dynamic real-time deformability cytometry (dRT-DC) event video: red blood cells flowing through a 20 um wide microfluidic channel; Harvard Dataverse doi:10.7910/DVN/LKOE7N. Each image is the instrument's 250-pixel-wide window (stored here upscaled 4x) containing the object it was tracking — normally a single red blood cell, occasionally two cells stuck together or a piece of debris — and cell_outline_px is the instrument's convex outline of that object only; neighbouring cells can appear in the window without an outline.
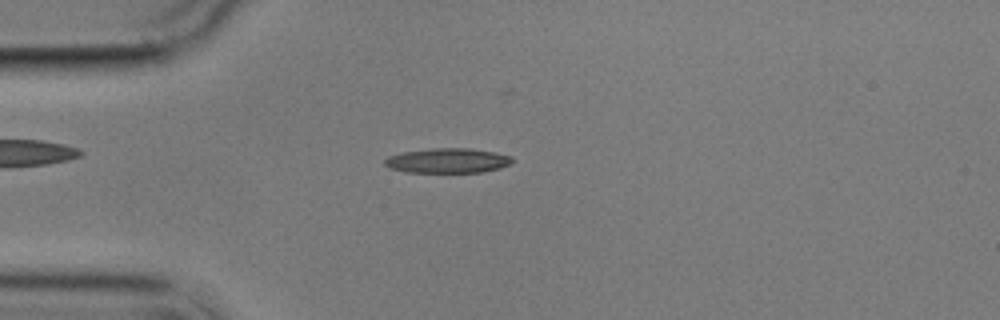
{"species": "common noctule bat (a hibernating species)", "species_latin": "Nyctalus noctula", "temperature_condition": "cold", "stored_images_in_passage": 5, "camera_frame_rate_fps": 3000, "um_per_image_px": 0.085, "animal": {"sex": "male", "body_mass_g": 17.9}, "frame": {"image": 1, "passage_image": 3, "time_ms": 3.333, "image_size_px": [1000, 320], "cell_outline_px": [[512, 164], [500, 168], [480, 172], [404, 172], [388, 168], [384, 164], [384, 160], [388, 156], [404, 152], [432, 148], [468, 148], [496, 152], [512, 156]], "centroid_in_image_um": [38.05, 13.65], "position_along_channel_um": 47.0, "area_um2": 18.5}}
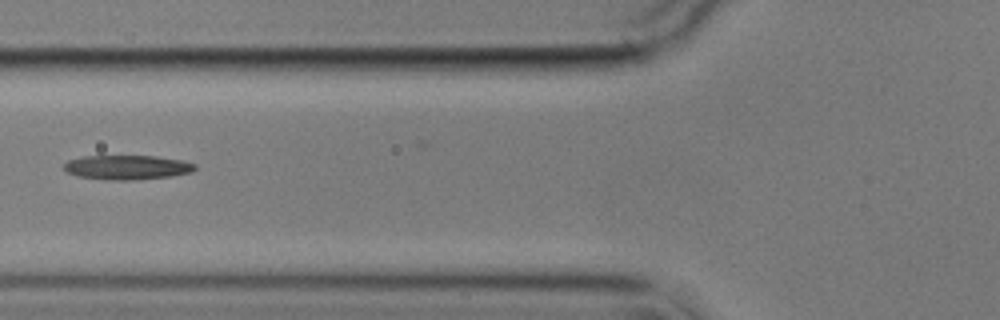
{"frame": {"image": 2, "passage_image": 5, "time_ms": 5.667, "image_size_px": [1000, 320], "cell_outline_px": [[196, 168], [192, 172], [172, 176], [136, 180], [108, 180], [76, 176], [68, 172], [64, 168], [64, 164], [68, 160], [84, 156], [156, 156], [180, 160], [196, 164]], "centroid_in_image_um": [10.81, 14.23], "position_along_channel_um": 115.0, "area_um2": 18.67}}